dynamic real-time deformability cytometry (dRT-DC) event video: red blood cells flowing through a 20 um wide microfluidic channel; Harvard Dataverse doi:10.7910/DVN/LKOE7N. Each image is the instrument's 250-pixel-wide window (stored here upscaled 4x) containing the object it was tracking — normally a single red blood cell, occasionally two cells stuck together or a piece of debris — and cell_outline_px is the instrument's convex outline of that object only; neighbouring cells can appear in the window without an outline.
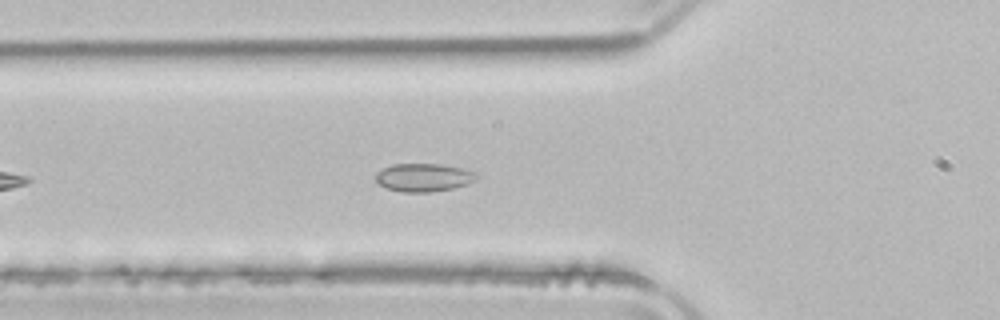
{"species": "common noctule bat (a hibernating species)", "species_latin": "Nyctalus noctula", "temperature_condition": "room temperature", "stored_images_in_passage": 11, "camera_frame_rate_fps": 3000, "um_per_image_px": 0.085, "animal": {"sex": "male", "body_mass_g": 21.5, "forearm_length_mm": 52.0}, "frame": {"image": 1, "passage_image": 7, "time_ms": 2.0, "image_size_px": [1000, 320], "cell_outline_px": [[476, 176], [468, 184], [452, 188], [432, 192], [400, 192], [388, 188], [380, 184], [376, 180], [376, 172], [392, 164], [440, 164], [460, 168], [476, 172]], "centroid_in_image_um": [35.98, 15.08], "position_along_channel_um": 89.8, "area_um2": 16.3}}